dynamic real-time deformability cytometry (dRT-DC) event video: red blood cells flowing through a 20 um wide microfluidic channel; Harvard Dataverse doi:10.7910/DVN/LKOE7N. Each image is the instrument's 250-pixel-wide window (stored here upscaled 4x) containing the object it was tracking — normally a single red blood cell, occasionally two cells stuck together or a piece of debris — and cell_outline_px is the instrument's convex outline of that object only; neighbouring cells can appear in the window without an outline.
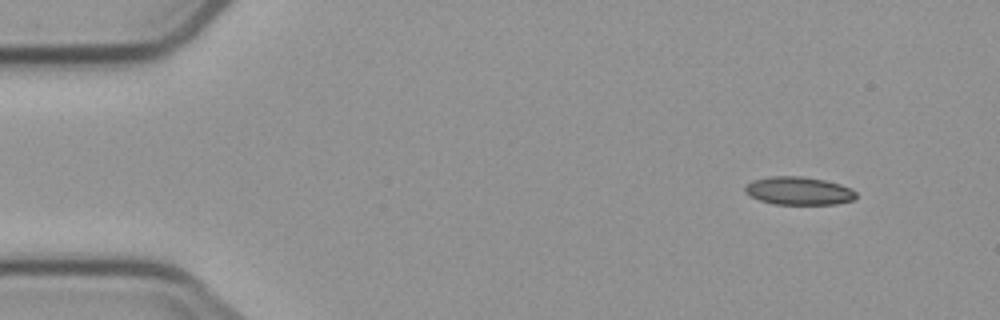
{"species": "common noctule bat (a hibernating species)", "species_latin": "Nyctalus noctula", "temperature_condition": "cold", "stored_images_in_passage": 3, "camera_frame_rate_fps": 3000, "um_per_image_px": 0.085, "animal": {"sex": "male", "body_mass_g": 23.1, "forearm_length_mm": 52.7}, "frame": {"image": 1, "passage_image": 3, "time_ms": 20.333, "image_size_px": [1000, 320], "cell_outline_px": [[856, 196], [852, 200], [836, 204], [772, 204], [760, 200], [744, 192], [744, 184], [752, 180], [772, 176], [804, 176], [824, 180], [840, 184], [852, 188], [856, 192]], "centroid_in_image_um": [67.87, 16.21], "position_along_channel_um": 17.1, "area_um2": 18.26}}